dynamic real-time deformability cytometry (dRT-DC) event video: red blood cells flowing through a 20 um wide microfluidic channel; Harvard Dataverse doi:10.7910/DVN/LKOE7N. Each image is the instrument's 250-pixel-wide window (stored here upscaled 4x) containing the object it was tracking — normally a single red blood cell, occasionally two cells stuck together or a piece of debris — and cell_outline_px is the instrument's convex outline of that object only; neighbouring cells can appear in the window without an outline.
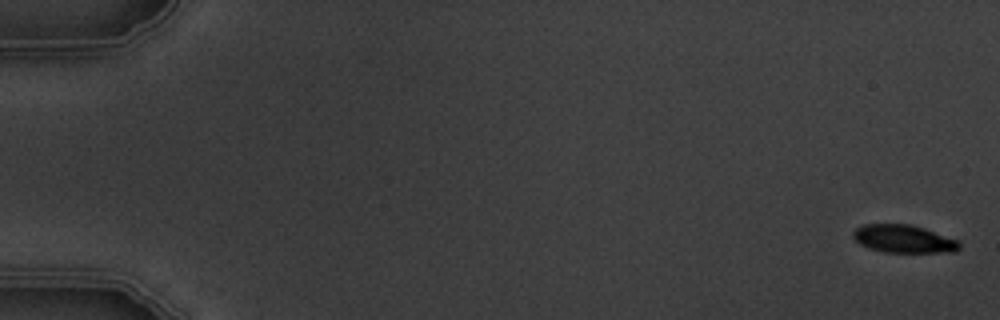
{"species": "common noctule bat (a hibernating species)", "species_latin": "Nyctalus noctula", "temperature_condition": "warm", "stored_images_in_passage": 6, "camera_frame_rate_fps": 3000, "um_per_image_px": 0.085, "animal": {"sex": "male", "body_mass_g": 19.5, "forearm_length_mm": 54.6}, "frame": {"image": 1, "passage_image": 1, "time_ms": 0.0, "image_size_px": [1000, 320], "cell_outline_px": [[960, 248], [956, 252], [884, 252], [868, 248], [860, 244], [852, 236], [852, 232], [856, 228], [864, 224], [912, 224], [924, 228], [956, 240], [960, 244]], "centroid_in_image_um": [76.78, 20.3], "position_along_channel_um": 8.2, "area_um2": 17.22}}
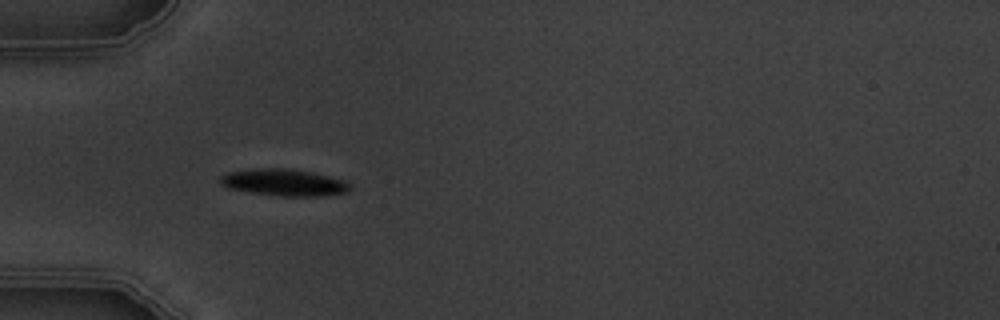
{"frame": {"image": 2, "passage_image": 5, "time_ms": 5.667, "image_size_px": [1000, 320], "cell_outline_px": [[352, 188], [348, 192], [320, 196], [280, 196], [252, 192], [228, 188], [220, 184], [220, 176], [228, 172], [252, 168], [292, 168], [312, 172], [348, 180]], "centroid_in_image_um": [24.18, 15.49], "position_along_channel_um": 60.8, "area_um2": 20.58}}